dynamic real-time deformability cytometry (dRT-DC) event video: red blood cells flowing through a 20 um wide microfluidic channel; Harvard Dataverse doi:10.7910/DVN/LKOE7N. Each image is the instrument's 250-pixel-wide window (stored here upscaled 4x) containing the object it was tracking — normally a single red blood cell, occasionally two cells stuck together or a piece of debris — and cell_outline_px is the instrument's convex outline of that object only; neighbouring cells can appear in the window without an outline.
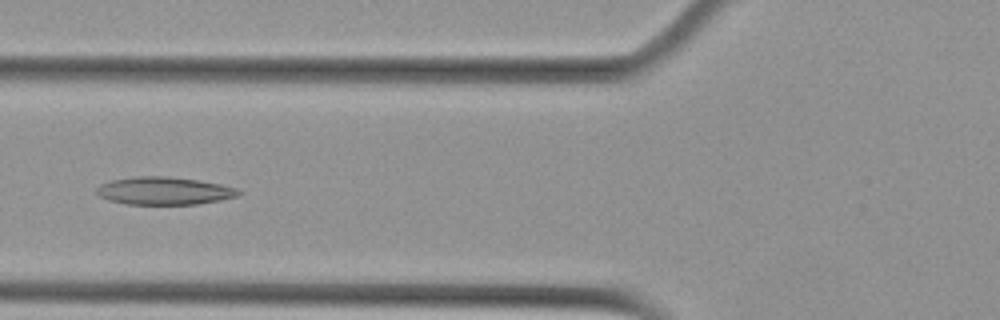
{"species": "Egyptian fruit bat (a non-hibernating species)", "species_latin": "Rousettus aegyptiacus", "temperature_condition": "cold", "stored_images_in_passage": 5, "camera_frame_rate_fps": 3000, "um_per_image_px": 0.085, "animal": {"sex": "female"}, "frame": {"image": 1, "passage_image": 5, "time_ms": 1.333, "image_size_px": [1000, 320], "cell_outline_px": [[244, 192], [236, 196], [220, 200], [196, 204], [128, 204], [108, 200], [100, 196], [96, 192], [96, 188], [100, 184], [112, 180], [136, 176], [168, 176], [196, 180], [220, 184], [236, 188]], "centroid_in_image_um": [13.94, 16.22], "position_along_channel_um": 111.9, "area_um2": 22.83}}